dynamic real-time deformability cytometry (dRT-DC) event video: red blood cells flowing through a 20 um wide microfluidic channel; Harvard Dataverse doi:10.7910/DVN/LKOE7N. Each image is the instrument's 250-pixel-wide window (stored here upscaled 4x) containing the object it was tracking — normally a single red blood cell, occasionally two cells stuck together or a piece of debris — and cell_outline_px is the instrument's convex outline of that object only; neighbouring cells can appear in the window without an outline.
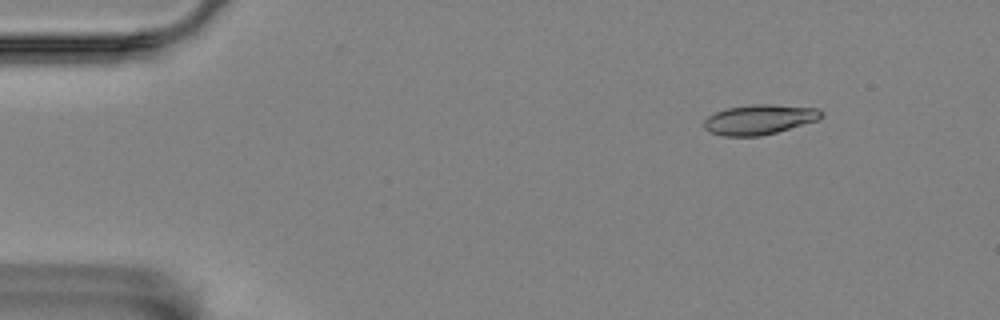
{"species": "Egyptian fruit bat (a non-hibernating species)", "species_latin": "Rousettus aegyptiacus", "temperature_condition": "room temperature", "stored_images_in_passage": 4, "camera_frame_rate_fps": 3000, "um_per_image_px": 0.085, "animal": {"sex": "female"}, "frame": {"image": 1, "passage_image": 1, "time_ms": 0.0, "image_size_px": [1000, 320], "cell_outline_px": [[824, 116], [816, 120], [776, 132], [760, 136], [724, 136], [712, 132], [704, 128], [704, 120], [708, 116], [716, 112], [728, 108], [752, 104], [772, 104], [816, 108], [824, 112]], "centroid_in_image_um": [64.55, 10.15], "position_along_channel_um": 20.5, "area_um2": 20.23}}
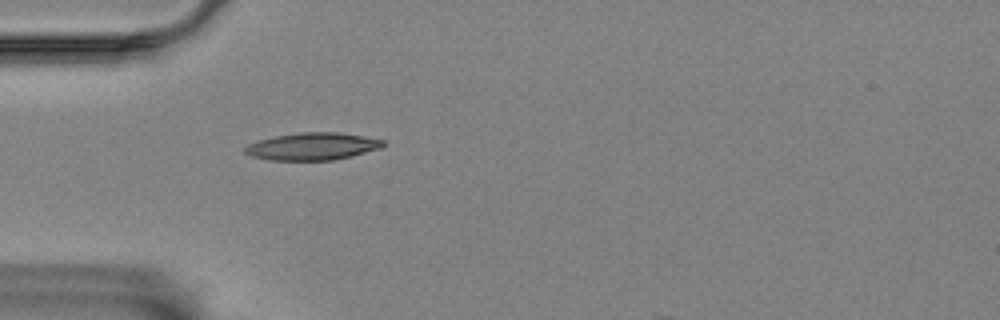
{"frame": {"image": 2, "passage_image": 4, "time_ms": 1.0, "image_size_px": [1000, 320], "cell_outline_px": [[384, 144], [380, 148], [352, 156], [332, 160], [268, 160], [252, 156], [244, 152], [244, 148], [248, 144], [256, 140], [276, 136], [300, 132], [340, 132], [364, 136], [384, 140]], "centroid_in_image_um": [26.54, 12.44], "position_along_channel_um": 58.5, "area_um2": 22.02}}